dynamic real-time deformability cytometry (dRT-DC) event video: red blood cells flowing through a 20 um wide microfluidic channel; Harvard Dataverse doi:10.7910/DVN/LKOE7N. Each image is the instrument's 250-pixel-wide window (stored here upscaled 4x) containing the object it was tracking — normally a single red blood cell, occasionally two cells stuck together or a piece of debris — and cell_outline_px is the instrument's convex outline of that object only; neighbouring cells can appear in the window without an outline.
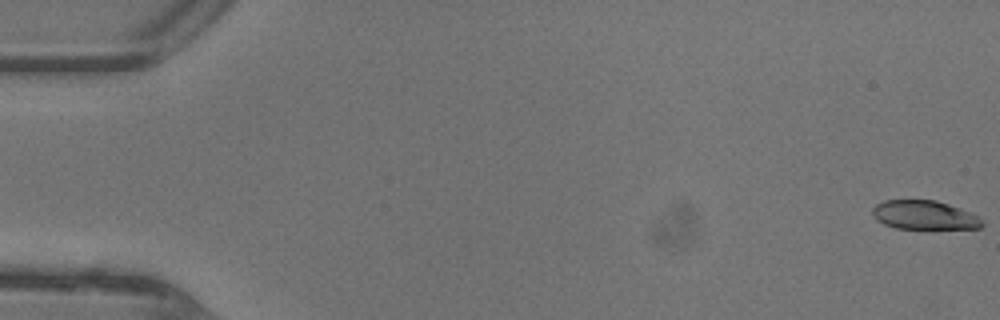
{"species": "common noctule bat (a hibernating species)", "species_latin": "Nyctalus noctula", "temperature_condition": "warm", "stored_images_in_passage": 47, "camera_frame_rate_fps": 3000, "um_per_image_px": 0.085, "animal": {"sex": "female"}, "frame": {"image": 1, "passage_image": 1, "time_ms": 0.0, "image_size_px": [1000, 320], "cell_outline_px": [[984, 224], [980, 228], [896, 228], [884, 224], [876, 220], [872, 212], [872, 208], [876, 204], [884, 200], [936, 200], [960, 208], [980, 216]], "centroid_in_image_um": [78.57, 18.27], "position_along_channel_um": 6.4, "area_um2": 18.44}}
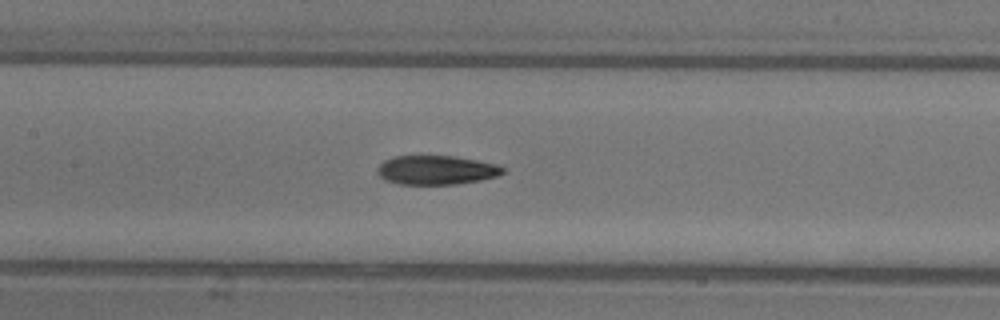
{"frame": {"image": 2, "passage_image": 23, "time_ms": 7.333, "image_size_px": [1000, 320], "cell_outline_px": [[504, 172], [500, 176], [480, 180], [456, 184], [400, 184], [384, 180], [376, 172], [376, 168], [384, 160], [396, 156], [456, 156], [496, 164], [504, 168]], "centroid_in_image_um": [37.08, 14.45], "position_along_channel_um": 170.3, "area_um2": 21.33}}
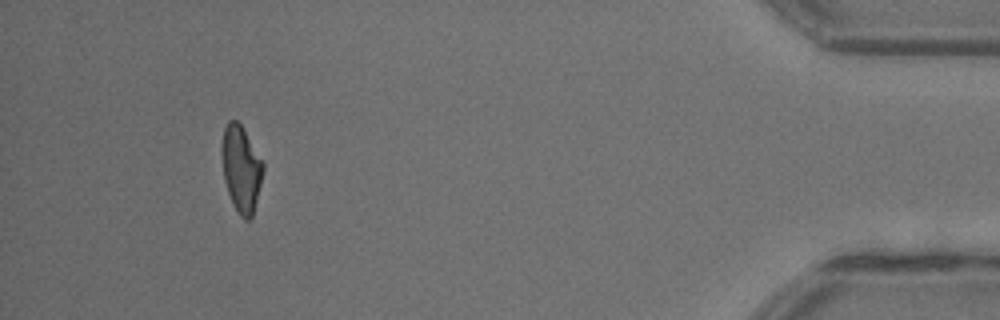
{"frame": {"image": 3, "passage_image": 44, "time_ms": 14.333, "image_size_px": [1000, 320], "cell_outline_px": [[264, 168], [252, 216], [248, 220], [244, 220], [240, 216], [232, 204], [224, 180], [220, 152], [220, 148], [224, 128], [228, 120], [236, 120], [240, 124], [264, 160]], "centroid_in_image_um": [20.48, 14.31], "position_along_channel_um": 414.7, "area_um2": 20.98}, "authors_computed_cell_mechanics": {"area_um2": 21.3282, "velocity_mm_per_s": 4.4733, "shape_relaxation_time_tau1_ms": 6.5142, "shape_relaxation_time_tau2_ms": 2.5655, "deformation_change_tau1": 0.2445, "deformation_change_tau2": 0.1105}}